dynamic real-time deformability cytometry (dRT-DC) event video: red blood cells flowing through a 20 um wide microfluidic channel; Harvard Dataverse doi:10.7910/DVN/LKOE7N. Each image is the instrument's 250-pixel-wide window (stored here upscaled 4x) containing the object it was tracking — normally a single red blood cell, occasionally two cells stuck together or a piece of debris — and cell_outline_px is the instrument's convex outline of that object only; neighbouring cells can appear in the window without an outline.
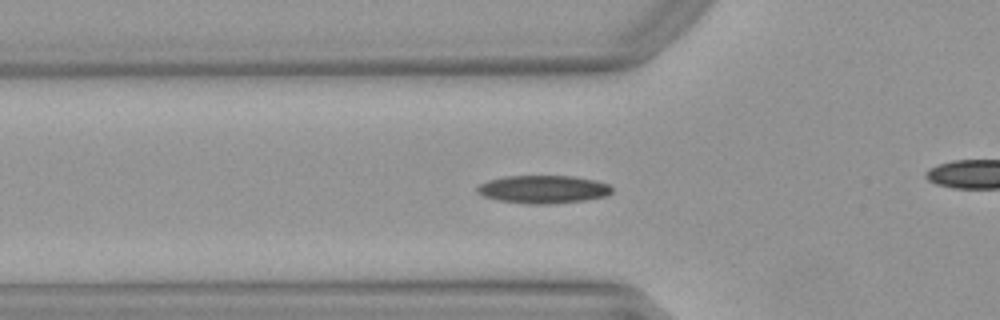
{"species": "Egyptian fruit bat (a non-hibernating species)", "species_latin": "Rousettus aegyptiacus", "temperature_condition": "warm", "stored_images_in_passage": 43, "camera_frame_rate_fps": 3000, "um_per_image_px": 0.085, "animal": {"sex": "female"}, "frame": {"image": 1, "passage_image": 8, "time_ms": 2.333, "image_size_px": [1000, 320], "cell_outline_px": [[612, 192], [604, 196], [584, 200], [548, 204], [528, 204], [500, 200], [484, 196], [476, 192], [476, 188], [480, 184], [488, 180], [504, 176], [572, 176], [596, 180], [608, 184], [612, 188]], "centroid_in_image_um": [46.16, 16.08], "position_along_channel_um": 79.6, "area_um2": 21.85}}
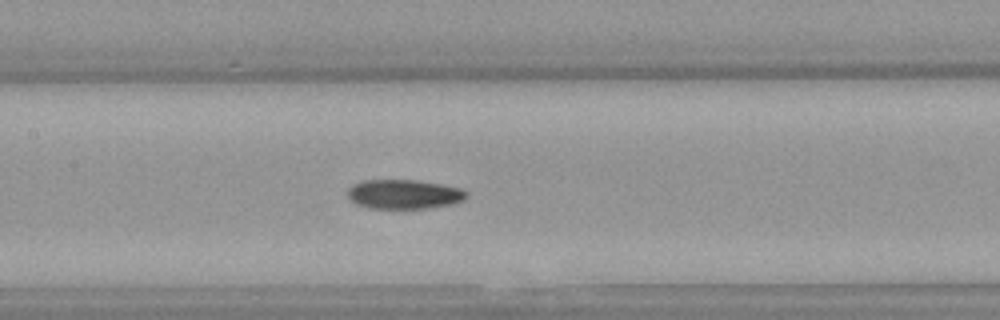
{"frame": {"image": 2, "passage_image": 15, "time_ms": 4.667, "image_size_px": [1000, 320], "cell_outline_px": [[468, 196], [464, 200], [452, 204], [428, 208], [368, 208], [356, 204], [348, 196], [348, 188], [364, 180], [416, 180], [440, 184], [460, 188], [468, 192]], "centroid_in_image_um": [34.37, 16.51], "position_along_channel_um": 173.0, "area_um2": 20.23}}
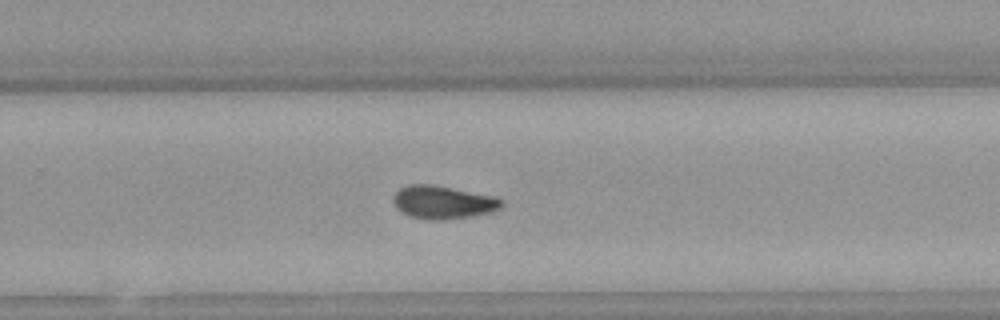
{"frame": {"image": 3, "passage_image": 24, "time_ms": 7.667, "image_size_px": [1000, 320], "cell_outline_px": [[504, 204], [500, 208], [488, 212], [472, 216], [444, 220], [428, 220], [408, 216], [396, 208], [392, 200], [392, 196], [400, 188], [408, 184], [432, 184], [492, 196], [504, 200]], "centroid_in_image_um": [37.6, 17.2], "position_along_channel_um": 292.2, "area_um2": 20.92}, "authors_computed_cell_mechanics": {"area_um2": 20.23, "velocity_mm_per_s": 3.9867, "shape_relaxation_time_tau1_ms": 10.5896, "shape_relaxation_time_tau2_ms": 7.0624, "deformation_change_tau1": 0.2407, "deformation_change_tau2": 0.1239}}